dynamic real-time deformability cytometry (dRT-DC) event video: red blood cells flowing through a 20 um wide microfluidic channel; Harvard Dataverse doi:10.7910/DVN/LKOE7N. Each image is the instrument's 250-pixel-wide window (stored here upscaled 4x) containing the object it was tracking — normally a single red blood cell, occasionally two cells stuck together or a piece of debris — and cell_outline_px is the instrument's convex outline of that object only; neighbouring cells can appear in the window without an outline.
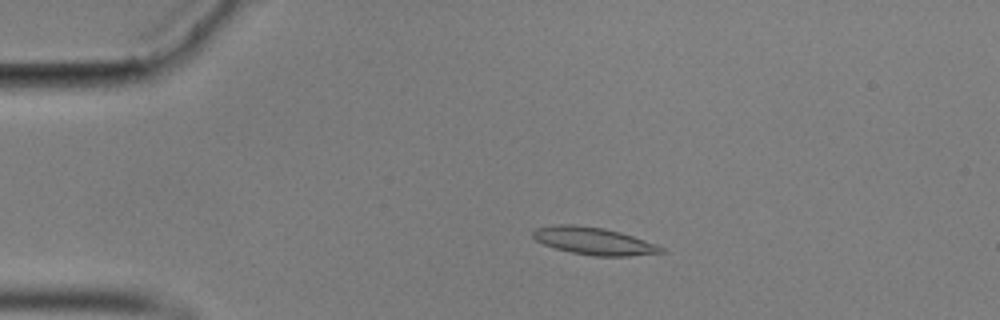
{"species": "common noctule bat (a hibernating species)", "species_latin": "Nyctalus noctula", "temperature_condition": "cold", "stored_images_in_passage": 55, "camera_frame_rate_fps": 3000, "um_per_image_px": 0.085, "animal": {"sex": "male", "body_mass_g": 17.9}, "frame": {"image": 1, "passage_image": 10, "time_ms": 3.0, "image_size_px": [1000, 320], "cell_outline_px": [[664, 252], [628, 256], [592, 256], [572, 252], [556, 248], [544, 244], [536, 240], [532, 236], [532, 232], [536, 228], [560, 224], [572, 224], [604, 228], [620, 232], [656, 244], [664, 248]], "centroid_in_image_um": [50.46, 20.48], "position_along_channel_um": 34.5, "area_um2": 20.23}}
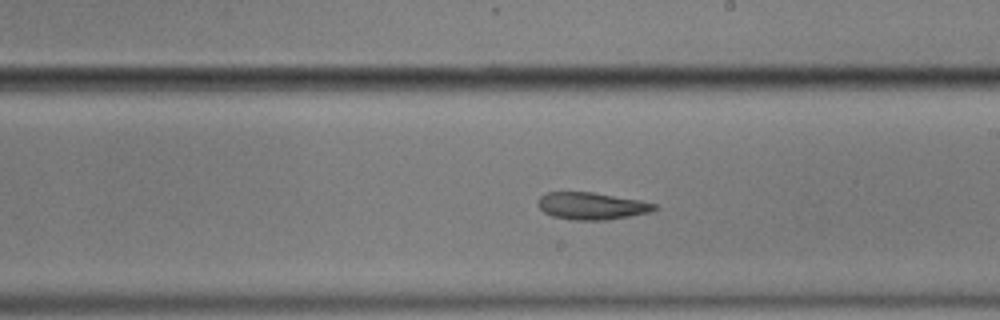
{"frame": {"image": 2, "passage_image": 31, "time_ms": 10.0, "image_size_px": [1000, 320], "cell_outline_px": [[656, 208], [652, 212], [604, 220], [572, 220], [552, 216], [544, 212], [536, 204], [540, 196], [548, 192], [592, 192], [640, 200], [656, 204]], "centroid_in_image_um": [50.26, 17.5], "position_along_channel_um": 238.7, "area_um2": 18.38}}
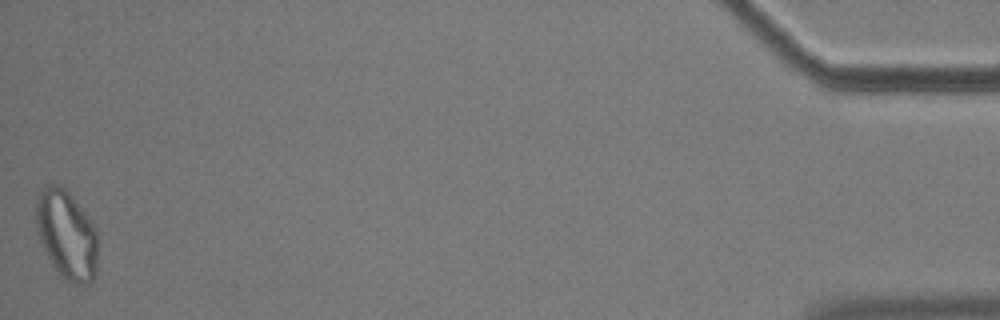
{"frame": {"image": 3, "passage_image": 55, "time_ms": 18.0, "image_size_px": [1000, 320], "cell_outline_px": [[96, 268], [92, 280], [84, 284], [80, 284], [68, 280], [52, 264], [44, 252], [40, 240], [36, 224], [36, 196], [40, 188], [44, 184], [56, 184], [64, 188], [68, 192], [84, 212], [96, 228]], "centroid_in_image_um": [5.62, 19.88], "position_along_channel_um": 429.6, "area_um2": 31.5}}